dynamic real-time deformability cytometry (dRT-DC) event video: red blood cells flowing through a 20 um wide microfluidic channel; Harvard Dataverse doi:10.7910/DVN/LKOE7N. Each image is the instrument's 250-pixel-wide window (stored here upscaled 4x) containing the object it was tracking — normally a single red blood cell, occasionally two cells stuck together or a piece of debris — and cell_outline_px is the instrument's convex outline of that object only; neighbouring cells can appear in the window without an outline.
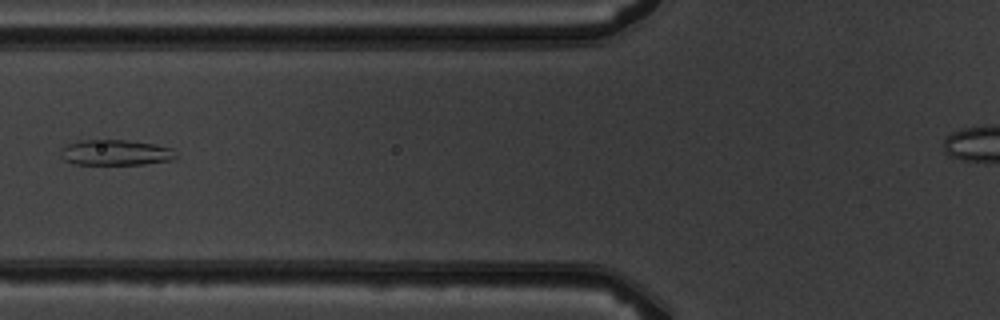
{"species": "common noctule bat (a hibernating species)", "species_latin": "Nyctalus noctula", "temperature_condition": "warm", "stored_images_in_passage": 8, "camera_frame_rate_fps": 3000, "um_per_image_px": 0.085, "animal": {"sex": "male", "body_mass_g": 19.5, "forearm_length_mm": 54.6}, "frame": {"image": 1, "passage_image": 7, "time_ms": 7.0, "image_size_px": [1000, 320], "cell_outline_px": [[176, 156], [172, 160], [144, 164], [76, 164], [64, 160], [60, 156], [60, 152], [68, 144], [80, 140], [124, 140], [156, 144], [172, 148]], "centroid_in_image_um": [9.83, 12.97], "position_along_channel_um": 116.0, "area_um2": 17.05}}